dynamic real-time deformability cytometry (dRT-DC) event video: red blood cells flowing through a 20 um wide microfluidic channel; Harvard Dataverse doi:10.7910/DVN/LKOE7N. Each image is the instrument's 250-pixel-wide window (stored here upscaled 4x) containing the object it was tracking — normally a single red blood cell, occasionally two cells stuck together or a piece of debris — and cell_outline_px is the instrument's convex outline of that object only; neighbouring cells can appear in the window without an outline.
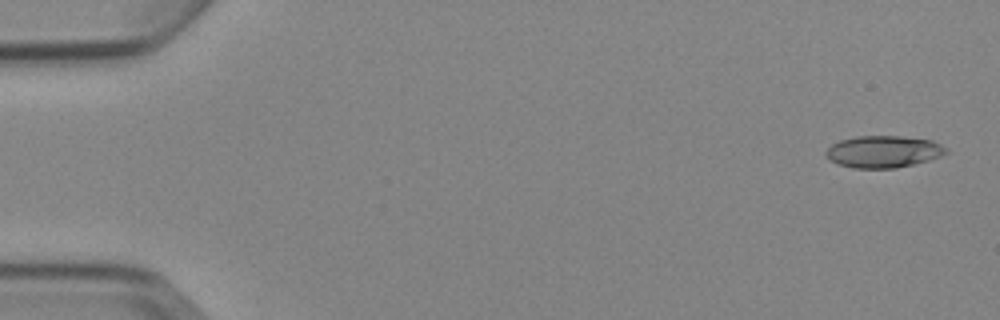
{"species": "Egyptian fruit bat (a non-hibernating species)", "species_latin": "Rousettus aegyptiacus", "temperature_condition": "cold", "stored_images_in_passage": 4, "camera_frame_rate_fps": 3000, "um_per_image_px": 0.085, "animal": {"sex": "female"}, "frame": {"image": 1, "passage_image": 1, "time_ms": 0.0, "image_size_px": [1000, 320], "cell_outline_px": [[948, 152], [940, 156], [928, 160], [896, 168], [852, 168], [840, 164], [832, 160], [824, 152], [832, 144], [840, 140], [856, 136], [900, 136], [932, 140], [948, 148]], "centroid_in_image_um": [75.11, 12.88], "position_along_channel_um": 9.9, "area_um2": 22.2}}
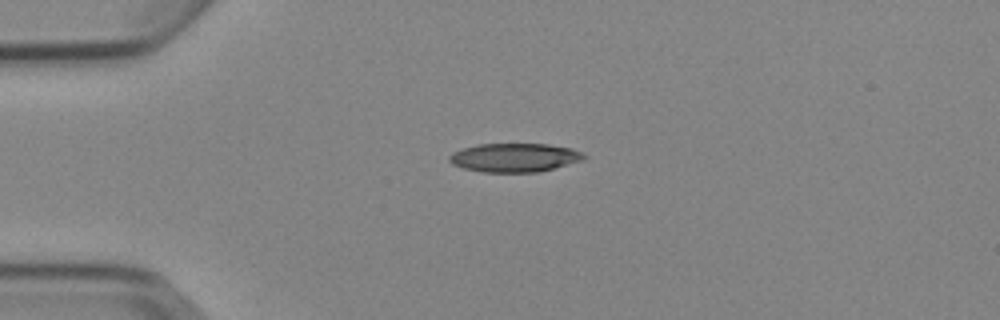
{"frame": {"image": 2, "passage_image": 4, "time_ms": 3.667, "image_size_px": [1000, 320], "cell_outline_px": [[588, 156], [584, 160], [536, 172], [480, 172], [464, 168], [452, 164], [448, 160], [448, 156], [452, 152], [476, 144], [548, 144], [572, 148]], "centroid_in_image_um": [43.71, 13.39], "position_along_channel_um": 41.3, "area_um2": 22.54}}